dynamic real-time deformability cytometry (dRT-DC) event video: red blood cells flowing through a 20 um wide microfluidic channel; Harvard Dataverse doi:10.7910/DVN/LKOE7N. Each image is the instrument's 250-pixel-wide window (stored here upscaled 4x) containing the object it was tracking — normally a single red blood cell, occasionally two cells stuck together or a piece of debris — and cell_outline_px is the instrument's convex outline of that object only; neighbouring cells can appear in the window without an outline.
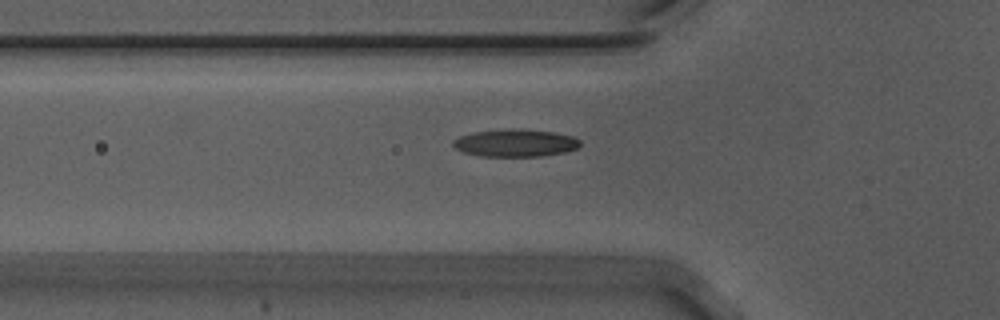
{"species": "Egyptian fruit bat (a non-hibernating species)", "species_latin": "Rousettus aegyptiacus", "temperature_condition": "warm", "stored_images_in_passage": 41, "camera_frame_rate_fps": 3000, "um_per_image_px": 0.085, "animal": {"sex": "male"}, "frame": {"image": 1, "passage_image": 10, "time_ms": 3.0, "image_size_px": [1000, 320], "cell_outline_px": [[580, 144], [576, 148], [564, 152], [544, 156], [480, 156], [464, 152], [456, 148], [452, 144], [452, 140], [460, 136], [476, 132], [520, 128], [552, 132], [572, 136], [580, 140]], "centroid_in_image_um": [43.81, 12.15], "position_along_channel_um": 82.0, "area_um2": 20.11}}
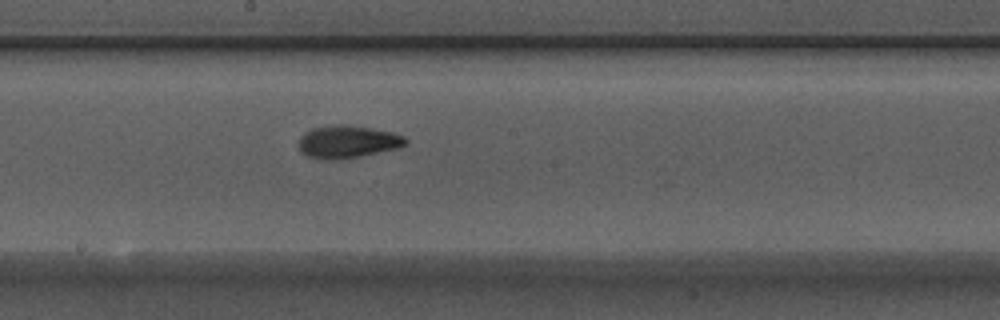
{"frame": {"image": 2, "passage_image": 21, "time_ms": 6.667, "image_size_px": [1000, 320], "cell_outline_px": [[408, 144], [400, 148], [356, 156], [308, 156], [300, 148], [300, 136], [304, 132], [312, 128], [336, 124], [348, 124], [372, 128], [392, 132], [404, 136], [408, 140]], "centroid_in_image_um": [29.64, 11.97], "position_along_channel_um": 218.6, "area_um2": 19.42}}
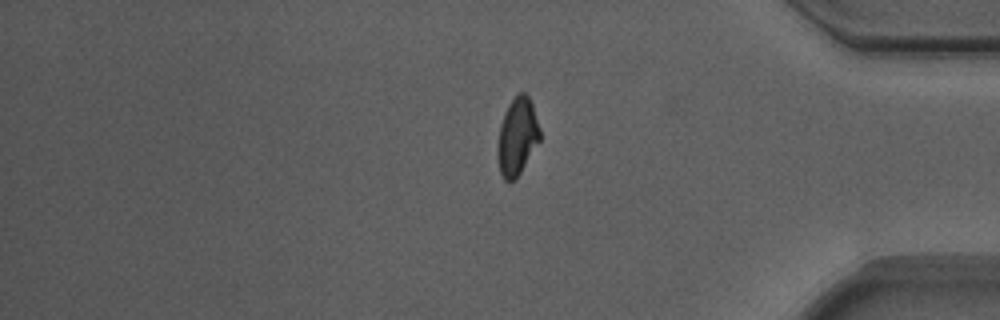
{"frame": {"image": 3, "passage_image": 37, "time_ms": 12.0, "image_size_px": [1000, 320], "cell_outline_px": [[540, 140], [516, 180], [508, 184], [504, 180], [500, 172], [500, 124], [504, 112], [508, 104], [520, 92], [524, 92], [528, 96], [532, 104], [540, 128]], "centroid_in_image_um": [44.0, 11.61], "position_along_channel_um": 391.2, "area_um2": 18.61}, "authors_computed_cell_mechanics": {"area_um2": 19.4208, "velocity_mm_per_s": 3.7197, "shape_relaxation_time_tau1_ms": 6.4465, "shape_relaxation_time_tau2_ms": 2.0984, "deformation_change_tau1": 0.1801, "deformation_change_tau2": 0.084}}